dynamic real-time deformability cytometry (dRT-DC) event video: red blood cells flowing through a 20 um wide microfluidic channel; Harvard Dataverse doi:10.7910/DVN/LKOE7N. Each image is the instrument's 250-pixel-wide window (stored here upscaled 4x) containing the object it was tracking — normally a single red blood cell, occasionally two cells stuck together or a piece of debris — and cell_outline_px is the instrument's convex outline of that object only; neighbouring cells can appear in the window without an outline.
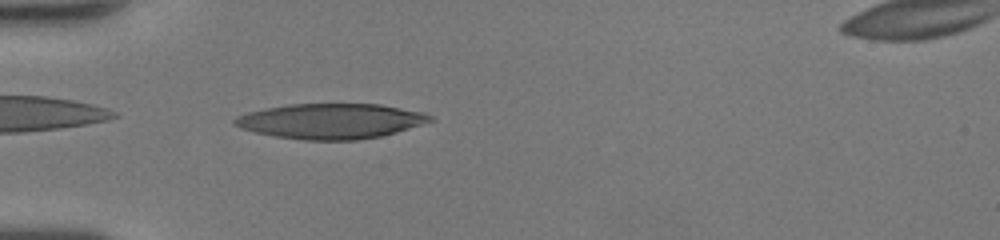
{"species": "human", "species_latin": "Homo sapiens", "temperature_condition": "room temperature", "stored_images_in_passage": 30, "camera_frame_rate_fps": 3000, "um_per_image_px": 0.085, "donor": {"sex": "female"}, "frame": {"image": 1, "passage_image": 2, "time_ms": 0.333, "image_size_px": [1000, 240], "cell_outline_px": [[432, 120], [396, 132], [380, 136], [356, 140], [304, 140], [276, 136], [256, 132], [240, 128], [232, 124], [232, 120], [236, 116], [248, 112], [264, 108], [288, 104], [380, 104], [424, 112], [432, 116]], "centroid_in_image_um": [28.07, 10.29], "position_along_channel_um": 56.9, "area_um2": 39.94}}
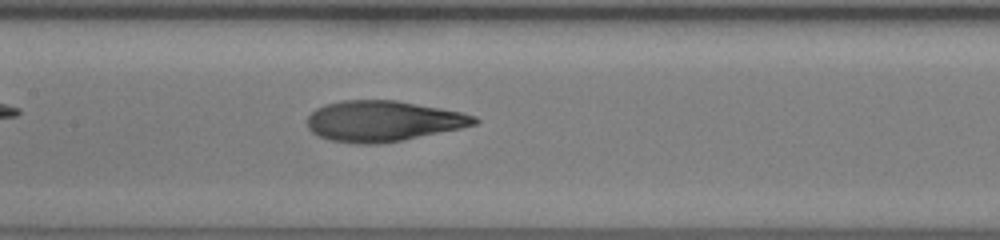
{"frame": {"image": 2, "passage_image": 11, "time_ms": 3.333, "image_size_px": [1000, 240], "cell_outline_px": [[480, 120], [476, 124], [460, 128], [380, 144], [356, 144], [328, 140], [312, 132], [308, 128], [308, 116], [316, 108], [324, 104], [344, 100], [396, 100], [440, 108], [460, 112], [476, 116]], "centroid_in_image_um": [32.52, 10.29], "position_along_channel_um": 174.9, "area_um2": 39.42}}
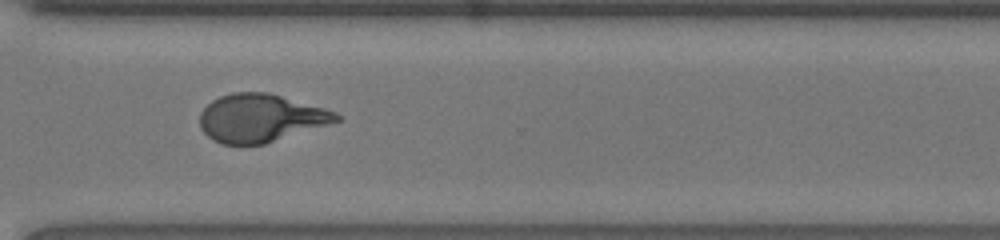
{"frame": {"image": 3, "passage_image": 23, "time_ms": 7.333, "image_size_px": [1000, 240], "cell_outline_px": [[340, 120], [328, 124], [264, 144], [220, 144], [212, 140], [200, 128], [200, 112], [212, 100], [220, 96], [232, 92], [268, 92], [324, 108], [336, 112], [340, 116]], "centroid_in_image_um": [22.11, 10.03], "position_along_channel_um": 348.5, "area_um2": 37.92}, "authors_computed_cell_mechanics": {"area_um2": 39.0728, "velocity_mm_per_s": 4.3552, "shape_relaxation_time_tau1_ms": 5.687, "shape_relaxation_time_tau2_ms": 1.139, "deformation_change_tau1": 0.2878, "deformation_change_tau2": 0.0873}}